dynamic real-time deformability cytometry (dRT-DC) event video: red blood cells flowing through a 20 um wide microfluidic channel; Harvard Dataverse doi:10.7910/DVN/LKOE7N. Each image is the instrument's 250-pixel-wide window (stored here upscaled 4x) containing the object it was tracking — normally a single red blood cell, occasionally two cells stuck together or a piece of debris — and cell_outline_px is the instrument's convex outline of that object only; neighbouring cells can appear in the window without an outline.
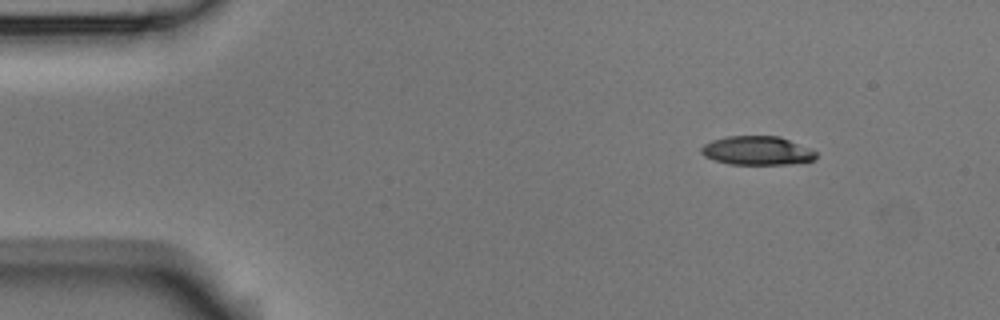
{"species": "Egyptian fruit bat (a non-hibernating species)", "species_latin": "Rousettus aegyptiacus", "temperature_condition": "room temperature", "stored_images_in_passage": 48, "camera_frame_rate_fps": 3000, "um_per_image_px": 0.085, "animal": {"sex": "male"}, "frame": {"image": 1, "passage_image": 1, "time_ms": 0.0, "image_size_px": [1000, 320], "cell_outline_px": [[816, 156], [812, 160], [788, 164], [728, 164], [704, 156], [700, 152], [700, 148], [704, 144], [712, 140], [728, 136], [780, 136], [808, 148], [816, 152]], "centroid_in_image_um": [64.31, 12.8], "position_along_channel_um": 20.7, "area_um2": 19.07}}
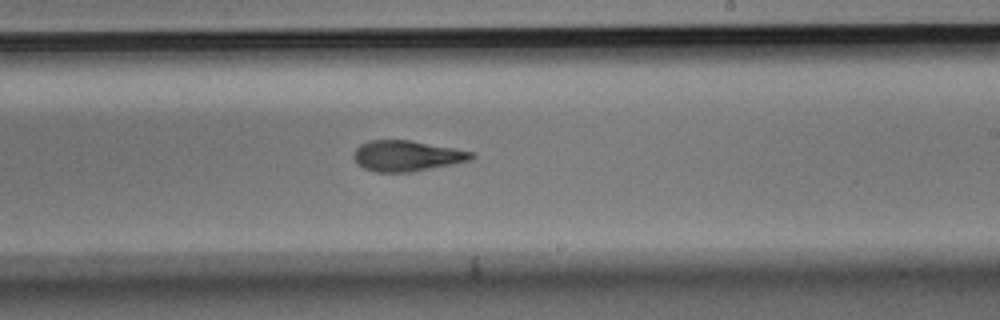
{"frame": {"image": 2, "passage_image": 26, "time_ms": 8.333, "image_size_px": [1000, 320], "cell_outline_px": [[476, 156], [472, 160], [412, 172], [376, 172], [364, 168], [352, 156], [356, 148], [360, 144], [368, 140], [408, 140], [452, 148], [472, 152]], "centroid_in_image_um": [34.57, 13.25], "position_along_channel_um": 254.4, "area_um2": 20.87}}
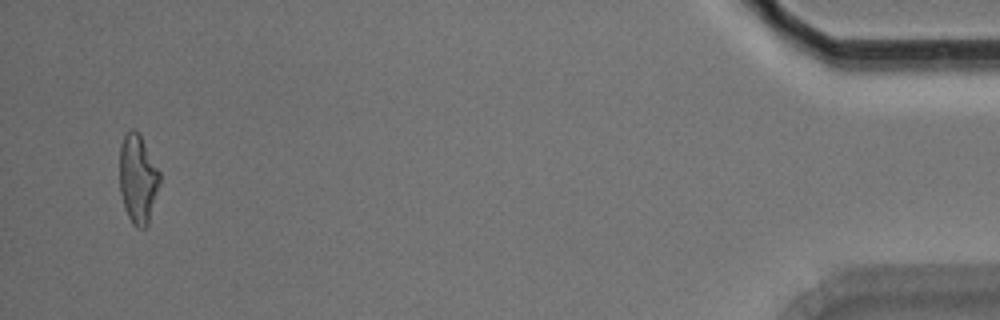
{"frame": {"image": 3, "passage_image": 46, "time_ms": 15.0, "image_size_px": [1000, 320], "cell_outline_px": [[160, 184], [148, 224], [144, 228], [136, 228], [132, 224], [124, 208], [120, 192], [120, 144], [124, 136], [132, 128], [136, 128], [140, 132], [160, 172]], "centroid_in_image_um": [11.72, 15.18], "position_along_channel_um": 423.5, "area_um2": 21.1}, "authors_computed_cell_mechanics": {"area_um2": 21.1548, "velocity_mm_per_s": 3.7735, "shape_relaxation_time_tau1_ms": 5.8306, "shape_relaxation_time_tau2_ms": 2.6966, "deformation_change_tau1": 0.1691, "deformation_change_tau2": 0.1174}}